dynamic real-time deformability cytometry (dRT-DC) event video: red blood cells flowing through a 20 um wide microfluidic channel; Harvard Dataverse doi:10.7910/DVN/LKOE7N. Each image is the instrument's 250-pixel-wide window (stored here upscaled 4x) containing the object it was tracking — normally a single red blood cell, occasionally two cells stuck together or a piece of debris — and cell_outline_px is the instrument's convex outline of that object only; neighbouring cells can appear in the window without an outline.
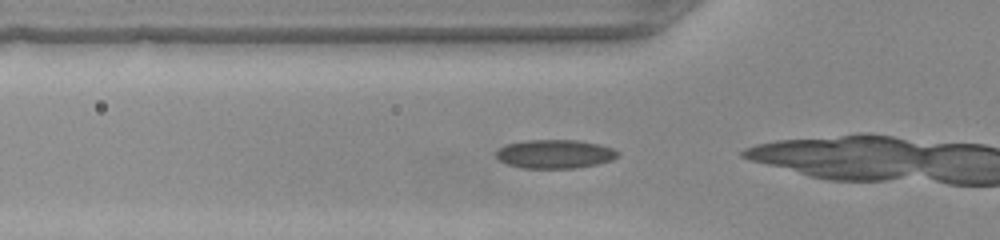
{"species": "common noctule bat (a hibernating species)", "species_latin": "Nyctalus noctula", "temperature_condition": "warm", "stored_images_in_passage": 19, "camera_frame_rate_fps": 3000, "um_per_image_px": 0.085, "animal": {"sex": "female", "body_mass_g": 22.0, "forearm_length_mm": 56.7}, "frame": {"image": 1, "passage_image": 11, "time_ms": 3.333, "image_size_px": [1000, 240], "cell_outline_px": [[620, 156], [612, 160], [596, 164], [576, 168], [520, 168], [508, 164], [500, 160], [496, 156], [496, 152], [500, 148], [508, 144], [528, 140], [576, 140], [600, 144], [612, 148], [620, 152]], "centroid_in_image_um": [47.21, 13.09], "position_along_channel_um": 78.6, "area_um2": 20.35}}
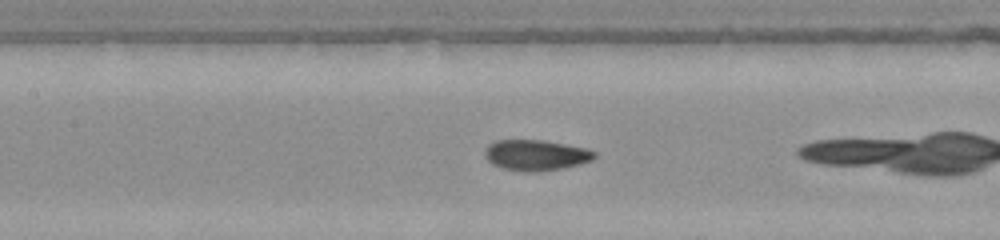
{"frame": {"image": 2, "passage_image": 17, "time_ms": 5.333, "image_size_px": [1000, 240], "cell_outline_px": [[596, 156], [592, 160], [580, 164], [564, 168], [536, 172], [528, 172], [500, 168], [492, 164], [488, 160], [484, 152], [488, 144], [496, 140], [544, 140], [584, 148], [596, 152]], "centroid_in_image_um": [45.53, 13.19], "position_along_channel_um": 161.9, "area_um2": 19.65}}